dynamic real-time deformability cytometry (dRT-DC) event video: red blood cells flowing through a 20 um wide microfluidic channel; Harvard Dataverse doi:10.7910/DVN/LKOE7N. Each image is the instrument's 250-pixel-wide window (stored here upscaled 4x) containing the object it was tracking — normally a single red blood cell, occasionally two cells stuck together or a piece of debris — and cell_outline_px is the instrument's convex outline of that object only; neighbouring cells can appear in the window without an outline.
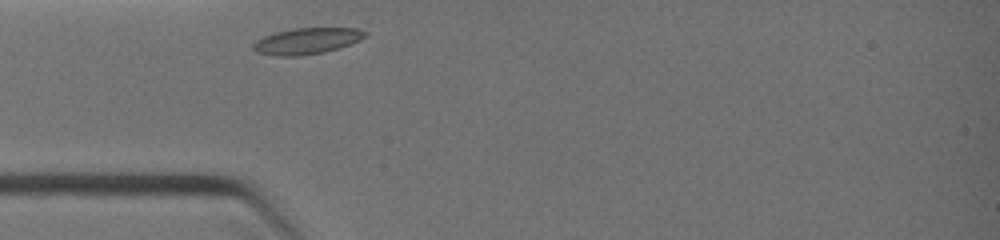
{"species": "common noctule bat (a hibernating species)", "species_latin": "Nyctalus noctula", "temperature_condition": "warm", "stored_images_in_passage": 21, "camera_frame_rate_fps": 3000, "um_per_image_px": 0.085, "animal": {"sex": "female", "body_mass_g": 19.0, "forearm_length_mm": 51.5}, "frame": {"image": 1, "passage_image": 1, "time_ms": 0.0, "image_size_px": [1000, 240], "cell_outline_px": [[368, 36], [360, 40], [324, 52], [300, 56], [272, 56], [256, 52], [252, 48], [252, 44], [256, 40], [264, 36], [276, 32], [296, 28], [356, 28], [368, 32]], "centroid_in_image_um": [26.06, 3.49], "position_along_channel_um": 58.9, "area_um2": 17.11}}
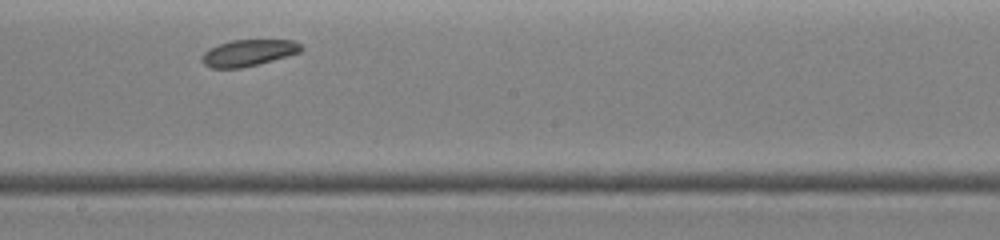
{"frame": {"image": 2, "passage_image": 11, "time_ms": 3.333, "image_size_px": [1000, 240], "cell_outline_px": [[304, 48], [300, 52], [272, 60], [240, 68], [212, 68], [204, 64], [200, 60], [200, 56], [208, 48], [216, 44], [232, 40], [292, 40], [300, 44]], "centroid_in_image_um": [21.05, 4.48], "position_along_channel_um": 227.1, "area_um2": 15.32}}
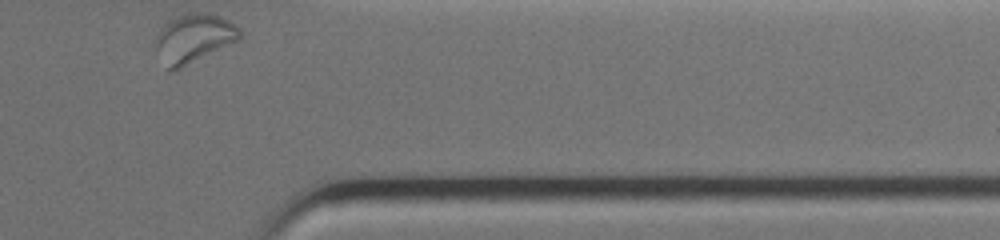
{"frame": {"image": 3, "passage_image": 21, "time_ms": 6.667, "image_size_px": [1000, 240], "cell_outline_px": [[240, 40], [180, 68], [168, 68], [156, 52], [152, 44], [160, 28], [168, 20], [176, 16], [192, 12], [208, 12], [220, 16], [236, 24], [240, 28]], "centroid_in_image_um": [16.46, 3.21], "position_along_channel_um": 394.9, "area_um2": 24.1}}